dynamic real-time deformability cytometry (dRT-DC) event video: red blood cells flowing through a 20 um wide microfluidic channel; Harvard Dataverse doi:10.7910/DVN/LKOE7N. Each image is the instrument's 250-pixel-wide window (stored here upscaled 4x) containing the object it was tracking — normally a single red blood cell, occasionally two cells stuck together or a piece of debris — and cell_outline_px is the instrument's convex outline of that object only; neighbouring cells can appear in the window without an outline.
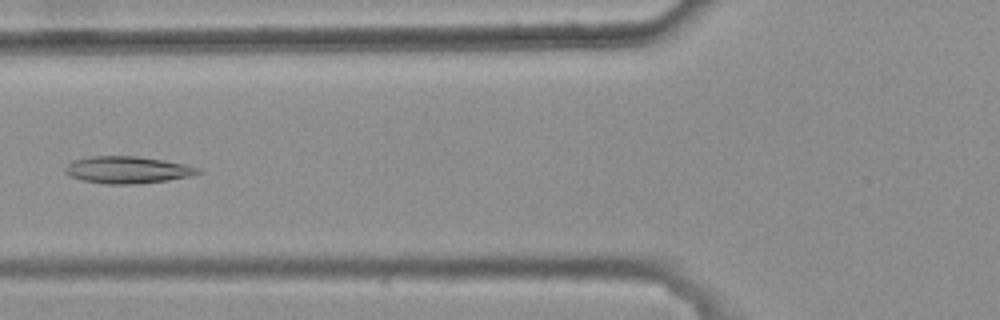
{"species": "common noctule bat (a hibernating species)", "species_latin": "Nyctalus noctula", "temperature_condition": "warm", "stored_images_in_passage": 6, "camera_frame_rate_fps": 3000, "um_per_image_px": 0.085, "animal": {"sex": "female", "body_mass_g": 25.1}, "frame": {"image": 1, "passage_image": 5, "time_ms": 1.333, "image_size_px": [1000, 320], "cell_outline_px": [[204, 172], [188, 176], [168, 180], [136, 184], [108, 184], [84, 180], [68, 176], [64, 172], [64, 168], [72, 160], [88, 156], [136, 156], [164, 160], [184, 164], [200, 168]], "centroid_in_image_um": [10.81, 14.43], "position_along_channel_um": 115.0, "area_um2": 20.98}}
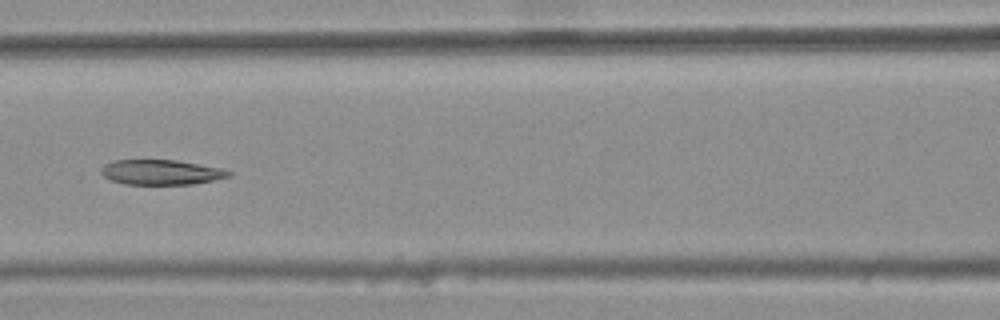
{"frame": {"image": 2, "passage_image": 6, "time_ms": 1.667, "image_size_px": [1000, 320], "cell_outline_px": [[232, 176], [192, 184], [124, 184], [112, 180], [104, 176], [100, 172], [104, 164], [112, 160], [176, 160], [220, 168], [232, 172]], "centroid_in_image_um": [13.68, 14.63], "position_along_channel_um": 152.9, "area_um2": 18.44}}